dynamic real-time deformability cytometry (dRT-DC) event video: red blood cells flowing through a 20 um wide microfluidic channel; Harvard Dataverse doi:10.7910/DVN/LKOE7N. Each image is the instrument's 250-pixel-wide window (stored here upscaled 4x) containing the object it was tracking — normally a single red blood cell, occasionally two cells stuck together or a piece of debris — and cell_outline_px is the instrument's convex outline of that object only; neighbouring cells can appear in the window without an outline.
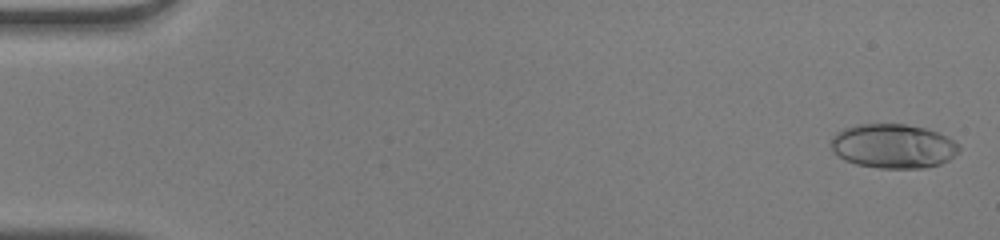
{"species": "human", "species_latin": "Homo sapiens", "temperature_condition": "warm", "stored_images_in_passage": 50, "camera_frame_rate_fps": 3000, "um_per_image_px": 0.085, "donor": {"sex": "male"}, "frame": {"image": 1, "passage_image": 1, "time_ms": 0.0, "image_size_px": [1000, 240], "cell_outline_px": [[960, 148], [948, 160], [940, 164], [924, 168], [880, 168], [856, 164], [844, 160], [836, 156], [832, 152], [832, 136], [836, 132], [844, 128], [856, 124], [904, 124], [924, 128], [948, 136], [960, 144]], "centroid_in_image_um": [75.89, 12.42], "position_along_channel_um": 9.1, "area_um2": 33.18}}
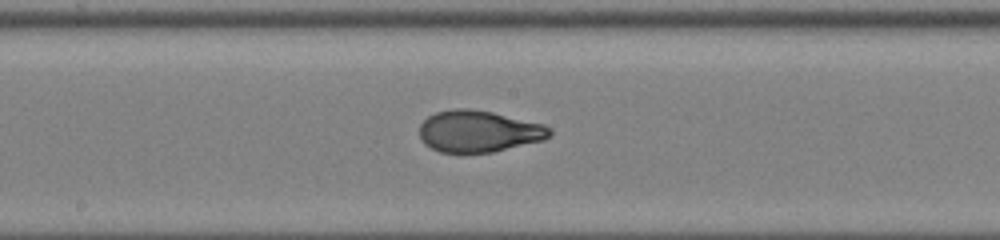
{"frame": {"image": 2, "passage_image": 27, "time_ms": 8.667, "image_size_px": [1000, 240], "cell_outline_px": [[552, 132], [544, 140], [492, 152], [440, 152], [424, 144], [420, 140], [420, 124], [428, 116], [436, 112], [456, 108], [468, 108], [492, 112], [544, 124], [552, 128]], "centroid_in_image_um": [40.68, 11.15], "position_along_channel_um": 207.5, "area_um2": 31.56}}
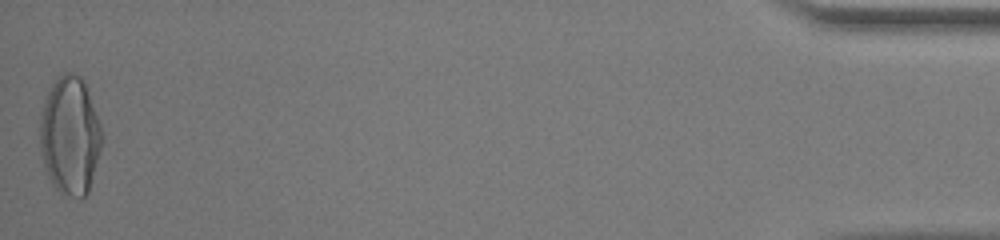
{"frame": {"image": 3, "passage_image": 50, "time_ms": 16.333, "image_size_px": [1000, 240], "cell_outline_px": [[104, 136], [88, 192], [80, 200], [64, 196], [52, 184], [48, 176], [44, 164], [40, 148], [40, 116], [44, 100], [56, 76], [64, 72], [72, 72], [80, 76], [84, 84], [100, 124]], "centroid_in_image_um": [5.94, 11.56], "position_along_channel_um": 429.3, "area_um2": 42.71}, "authors_computed_cell_mechanics": {"area_um2": 31.9634, "velocity_mm_per_s": 4.1107, "shape_relaxation_time_tau1_ms": 4.8739, "shape_relaxation_time_tau2_ms": 0.7498, "deformation_change_tau1": 0.2646, "deformation_change_tau2": 0.058}}